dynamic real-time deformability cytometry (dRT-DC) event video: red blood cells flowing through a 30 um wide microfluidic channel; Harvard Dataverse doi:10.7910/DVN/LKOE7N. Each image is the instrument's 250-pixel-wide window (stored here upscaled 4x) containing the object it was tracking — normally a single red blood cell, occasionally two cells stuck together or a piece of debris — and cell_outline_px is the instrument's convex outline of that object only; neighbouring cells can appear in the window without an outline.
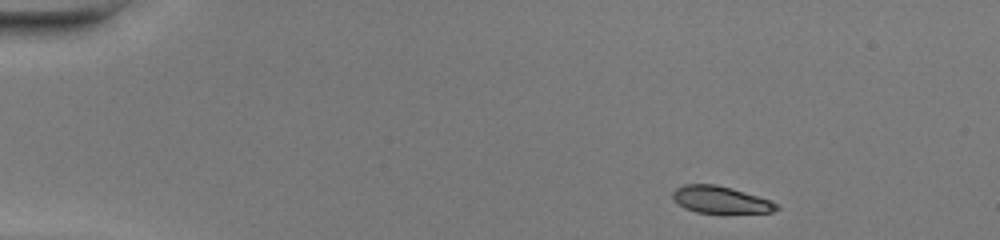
{"species": "common noctule bat (a hibernating species)", "species_latin": "Nyctalus noctula", "temperature_condition": "warm", "stored_images_in_passage": 42, "camera_frame_rate_fps": 3000, "um_per_image_px": 0.085, "animal": {"sex": "female", "body_mass_g": 20.0, "forearm_length_mm": 54.0}, "frame": {"image": 1, "passage_image": 1, "time_ms": 0.0, "image_size_px": [1000, 240], "cell_outline_px": [[780, 208], [772, 212], [696, 212], [684, 208], [672, 196], [672, 192], [676, 188], [684, 184], [716, 184], [732, 188], [768, 200], [776, 204]], "centroid_in_image_um": [61.2, 16.96], "position_along_channel_um": 23.8, "area_um2": 15.9}}
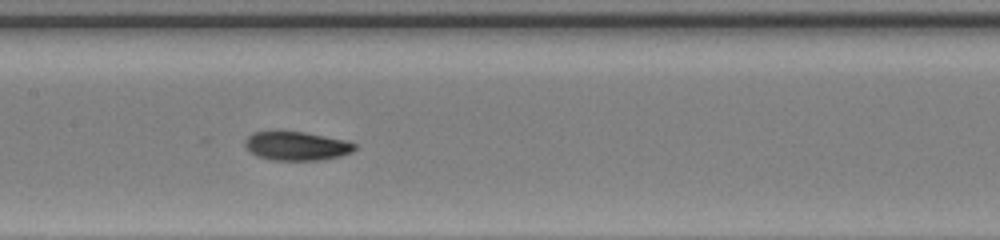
{"frame": {"image": 2, "passage_image": 19, "time_ms": 6.0, "image_size_px": [1000, 240], "cell_outline_px": [[356, 148], [352, 152], [340, 156], [316, 160], [272, 160], [256, 156], [244, 144], [244, 140], [252, 132], [304, 132], [348, 140], [356, 144]], "centroid_in_image_um": [25.23, 12.41], "position_along_channel_um": 182.2, "area_um2": 18.32}}
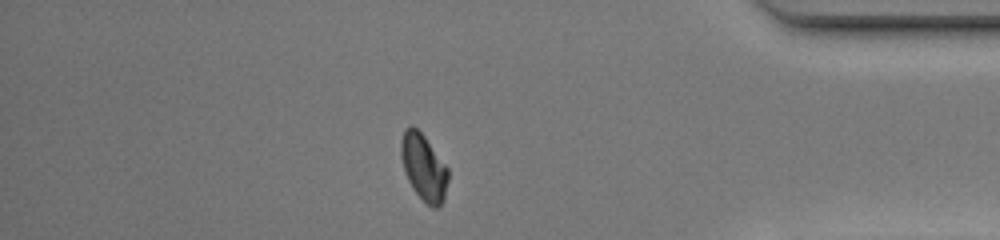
{"frame": {"image": 3, "passage_image": 36, "time_ms": 11.667, "image_size_px": [1000, 240], "cell_outline_px": [[448, 180], [444, 200], [436, 208], [432, 208], [412, 188], [408, 180], [400, 156], [400, 140], [404, 128], [408, 124], [412, 124], [424, 136], [448, 168]], "centroid_in_image_um": [35.99, 14.18], "position_along_channel_um": 399.2, "area_um2": 18.21}, "authors_computed_cell_mechanics": {"area_um2": 18.4671, "velocity_mm_per_s": 4.3222, "shape_relaxation_time_tau1_ms": 6.1689, "shape_relaxation_time_tau2_ms": 0.9474, "deformation_change_tau1": 0.2122, "deformation_change_tau2": 0.0368}}